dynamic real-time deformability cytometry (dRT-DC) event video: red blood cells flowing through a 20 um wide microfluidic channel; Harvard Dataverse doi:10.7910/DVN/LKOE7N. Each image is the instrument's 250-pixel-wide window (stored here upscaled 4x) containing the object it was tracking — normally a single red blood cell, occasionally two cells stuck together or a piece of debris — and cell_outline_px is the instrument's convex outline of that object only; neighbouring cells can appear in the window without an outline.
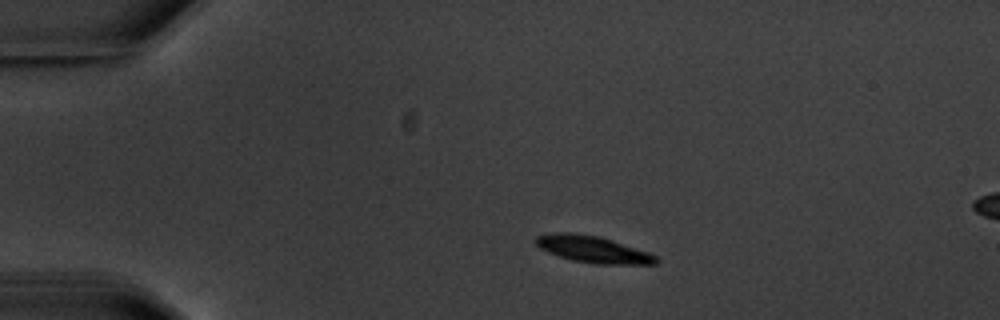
{"species": "common noctule bat (a hibernating species)", "species_latin": "Nyctalus noctula", "temperature_condition": "warm", "stored_images_in_passage": 3, "camera_frame_rate_fps": 3000, "um_per_image_px": 0.085, "animal": {"sex": "male", "body_mass_g": 20.1, "forearm_length_mm": 53.5}, "frame": {"image": 1, "passage_image": 1, "time_ms": 0.0, "image_size_px": [1000, 320], "cell_outline_px": [[660, 260], [656, 264], [596, 264], [572, 260], [548, 252], [540, 248], [536, 244], [536, 236], [552, 232], [572, 232], [600, 236], [648, 252], [656, 256]], "centroid_in_image_um": [50.4, 21.18], "position_along_channel_um": 34.6, "area_um2": 18.73}}